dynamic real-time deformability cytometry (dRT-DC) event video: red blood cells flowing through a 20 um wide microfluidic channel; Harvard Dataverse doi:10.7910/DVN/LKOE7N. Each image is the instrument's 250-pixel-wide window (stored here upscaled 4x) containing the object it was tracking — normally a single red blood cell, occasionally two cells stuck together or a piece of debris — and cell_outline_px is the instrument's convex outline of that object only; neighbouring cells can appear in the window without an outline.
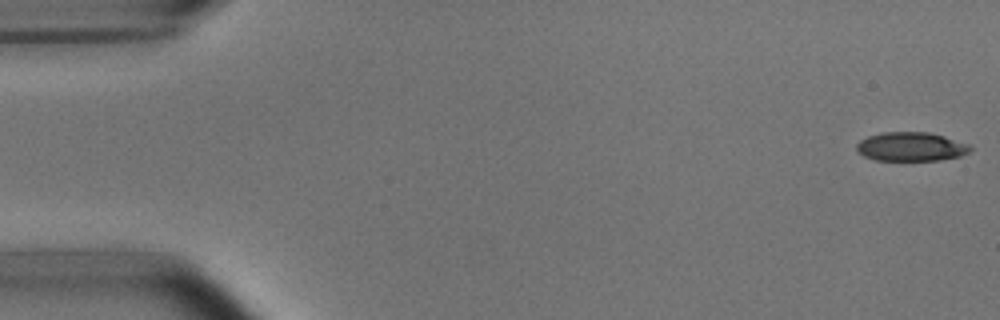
{"species": "common noctule bat (a hibernating species)", "species_latin": "Nyctalus noctula", "temperature_condition": "room temperature", "stored_images_in_passage": 5, "camera_frame_rate_fps": 3000, "um_per_image_px": 0.085, "animal": {"sex": "male", "body_mass_g": 15.6}, "frame": {"image": 1, "passage_image": 1, "time_ms": 0.0, "image_size_px": [1000, 320], "cell_outline_px": [[972, 148], [968, 152], [960, 156], [940, 160], [876, 160], [864, 156], [856, 148], [856, 144], [860, 140], [868, 136], [880, 132], [928, 132], [944, 136], [968, 144]], "centroid_in_image_um": [77.42, 12.46], "position_along_channel_um": 7.6, "area_um2": 19.07}}
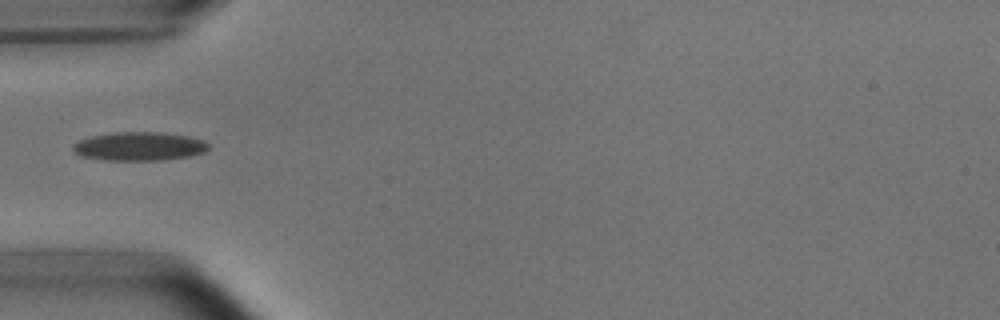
{"frame": {"image": 2, "passage_image": 5, "time_ms": 5.333, "image_size_px": [1000, 320], "cell_outline_px": [[208, 148], [204, 152], [188, 156], [164, 160], [108, 160], [84, 156], [76, 152], [72, 148], [72, 144], [80, 140], [92, 136], [112, 132], [160, 132], [188, 136], [204, 140], [208, 144]], "centroid_in_image_um": [11.85, 12.43], "position_along_channel_um": 73.1, "area_um2": 22.43}}